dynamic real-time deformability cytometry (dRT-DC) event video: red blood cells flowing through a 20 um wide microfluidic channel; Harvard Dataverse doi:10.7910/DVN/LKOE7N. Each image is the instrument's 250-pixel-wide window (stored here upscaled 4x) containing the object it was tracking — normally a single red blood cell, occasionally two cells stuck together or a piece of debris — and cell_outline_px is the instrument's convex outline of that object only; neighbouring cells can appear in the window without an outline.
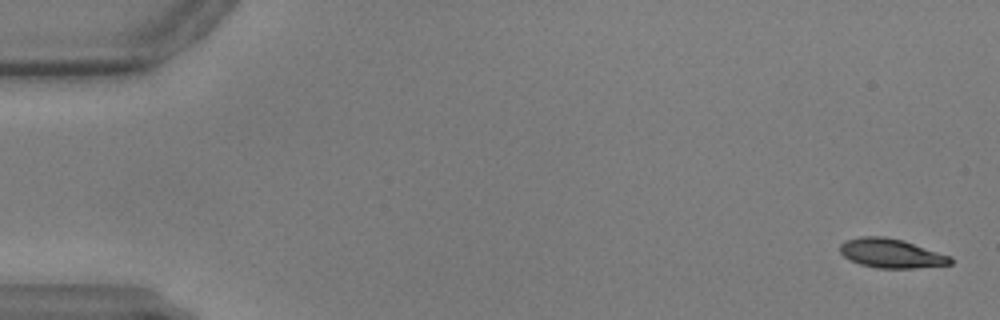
{"species": "common noctule bat (a hibernating species)", "species_latin": "Nyctalus noctula", "temperature_condition": "warm", "stored_images_in_passage": 58, "camera_frame_rate_fps": 3000, "um_per_image_px": 0.085, "animal": {"sex": "male", "body_mass_g": 17.9, "forearm_length_mm": 54.2}, "frame": {"image": 1, "passage_image": 1, "time_ms": 0.0, "image_size_px": [1000, 320], "cell_outline_px": [[952, 264], [912, 268], [876, 268], [860, 264], [848, 260], [840, 252], [840, 244], [844, 240], [860, 236], [884, 236], [904, 240], [952, 256]], "centroid_in_image_um": [75.74, 21.52], "position_along_channel_um": 9.3, "area_um2": 19.02}}
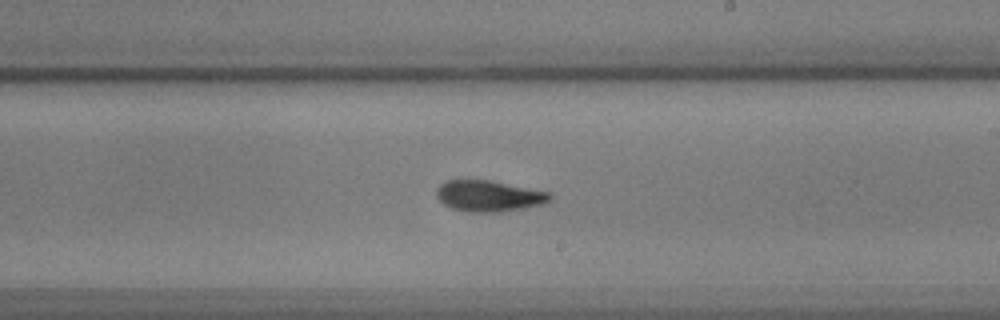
{"frame": {"image": 2, "passage_image": 34, "time_ms": 11.0, "image_size_px": [1000, 320], "cell_outline_px": [[552, 200], [544, 204], [524, 208], [500, 212], [468, 212], [452, 208], [444, 204], [436, 196], [436, 188], [444, 180], [488, 180], [552, 192]], "centroid_in_image_um": [41.58, 16.66], "position_along_channel_um": 247.4, "area_um2": 20.75}}
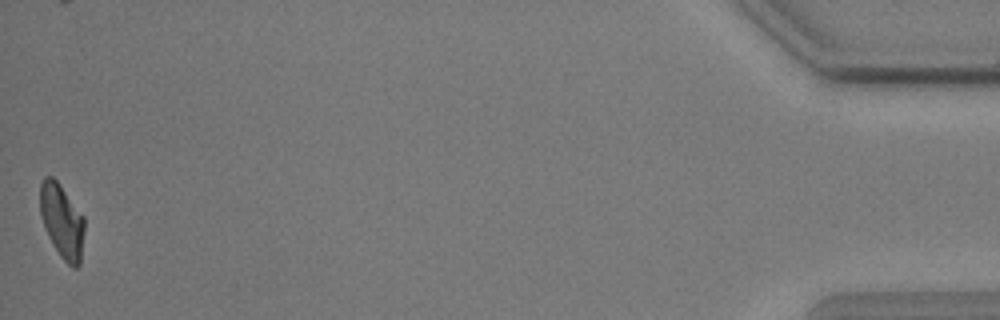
{"frame": {"image": 3, "passage_image": 58, "time_ms": 19.0, "image_size_px": [1000, 320], "cell_outline_px": [[84, 232], [80, 264], [76, 268], [72, 268], [60, 256], [48, 236], [40, 216], [40, 184], [44, 176], [52, 176], [60, 184], [84, 216]], "centroid_in_image_um": [5.26, 18.78], "position_along_channel_um": 429.9, "area_um2": 19.25}}